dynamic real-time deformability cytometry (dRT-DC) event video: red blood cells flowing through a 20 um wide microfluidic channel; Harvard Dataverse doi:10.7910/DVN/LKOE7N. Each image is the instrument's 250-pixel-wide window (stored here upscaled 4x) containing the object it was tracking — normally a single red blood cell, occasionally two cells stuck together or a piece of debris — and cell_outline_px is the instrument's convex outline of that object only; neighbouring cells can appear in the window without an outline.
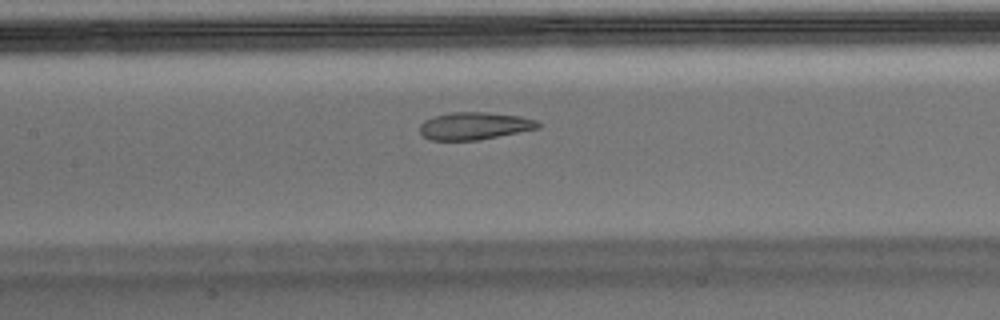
{"species": "Egyptian fruit bat (a non-hibernating species)", "species_latin": "Rousettus aegyptiacus", "temperature_condition": "warm", "stored_images_in_passage": 34, "camera_frame_rate_fps": 3000, "um_per_image_px": 0.085, "animal": {"sex": "male"}, "frame": {"image": 1, "passage_image": 10, "time_ms": 3.0, "image_size_px": [1000, 320], "cell_outline_px": [[540, 128], [480, 140], [428, 140], [420, 132], [420, 124], [424, 120], [448, 112], [488, 112], [520, 116], [536, 120], [540, 124]], "centroid_in_image_um": [40.33, 10.7], "position_along_channel_um": 167.1, "area_um2": 19.02}}